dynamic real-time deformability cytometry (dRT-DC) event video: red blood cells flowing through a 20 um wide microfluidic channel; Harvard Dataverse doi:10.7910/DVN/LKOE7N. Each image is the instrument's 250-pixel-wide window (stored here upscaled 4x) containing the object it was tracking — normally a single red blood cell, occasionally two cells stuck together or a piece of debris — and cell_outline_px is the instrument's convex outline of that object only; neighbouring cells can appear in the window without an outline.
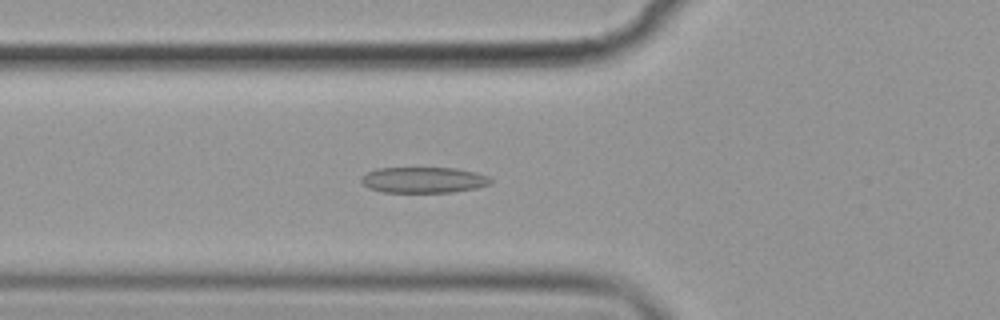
{"species": "common noctule bat (a hibernating species)", "species_latin": "Nyctalus noctula", "temperature_condition": "cold", "stored_images_in_passage": 56, "camera_frame_rate_fps": 3000, "um_per_image_px": 0.085, "animal": {"sex": "female", "body_mass_g": 19.9}, "frame": {"image": 1, "passage_image": 20, "time_ms": 6.333, "image_size_px": [1000, 320], "cell_outline_px": [[492, 184], [476, 188], [452, 192], [384, 192], [368, 188], [360, 180], [368, 172], [376, 168], [456, 168], [476, 172], [488, 176], [492, 180]], "centroid_in_image_um": [36.04, 15.29], "position_along_channel_um": 89.8, "area_um2": 19.48}}
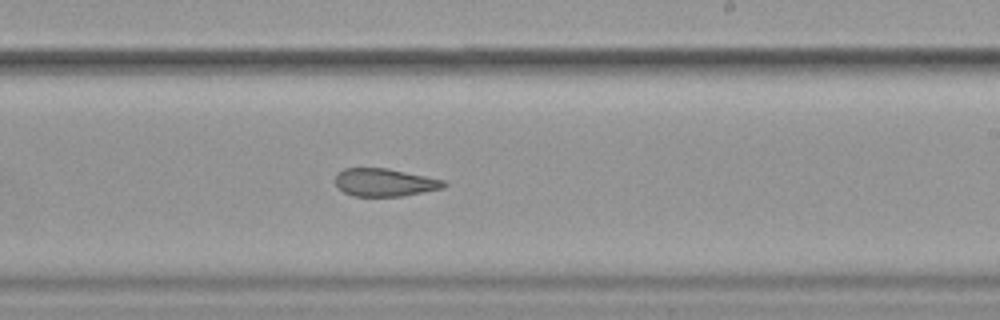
{"frame": {"image": 2, "passage_image": 34, "time_ms": 11.0, "image_size_px": [1000, 320], "cell_outline_px": [[448, 184], [444, 188], [400, 196], [352, 196], [344, 192], [336, 184], [336, 172], [344, 168], [388, 168], [444, 180]], "centroid_in_image_um": [32.69, 15.5], "position_along_channel_um": 256.3, "area_um2": 17.57}}
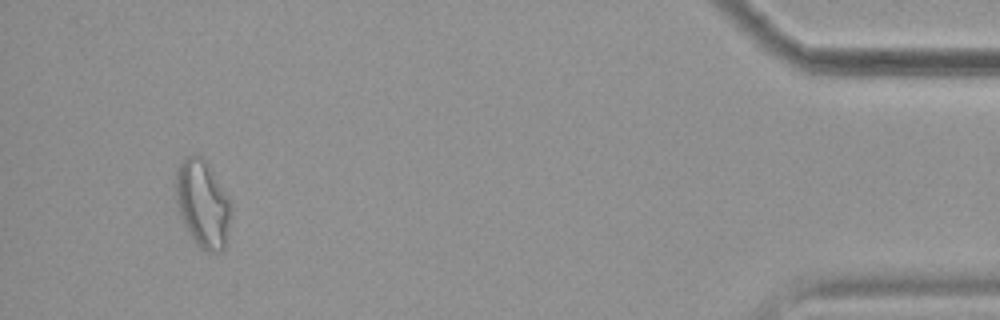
{"frame": {"image": 3, "passage_image": 53, "time_ms": 17.333, "image_size_px": [1000, 320], "cell_outline_px": [[228, 236], [224, 252], [208, 252], [200, 248], [192, 240], [180, 216], [176, 204], [176, 172], [180, 160], [184, 156], [200, 156], [208, 164], [224, 192], [228, 200]], "centroid_in_image_um": [17.18, 17.36], "position_along_channel_um": 418.0, "area_um2": 27.69}, "authors_computed_cell_mechanics": {"area_um2": 20.9525, "velocity_mm_per_s": 3.5652, "shape_relaxation_time_tau1_ms": null, "shape_relaxation_time_tau2_ms": 3.8862, "deformation_change_tau1": null, "deformation_change_tau2": 0.1257}}